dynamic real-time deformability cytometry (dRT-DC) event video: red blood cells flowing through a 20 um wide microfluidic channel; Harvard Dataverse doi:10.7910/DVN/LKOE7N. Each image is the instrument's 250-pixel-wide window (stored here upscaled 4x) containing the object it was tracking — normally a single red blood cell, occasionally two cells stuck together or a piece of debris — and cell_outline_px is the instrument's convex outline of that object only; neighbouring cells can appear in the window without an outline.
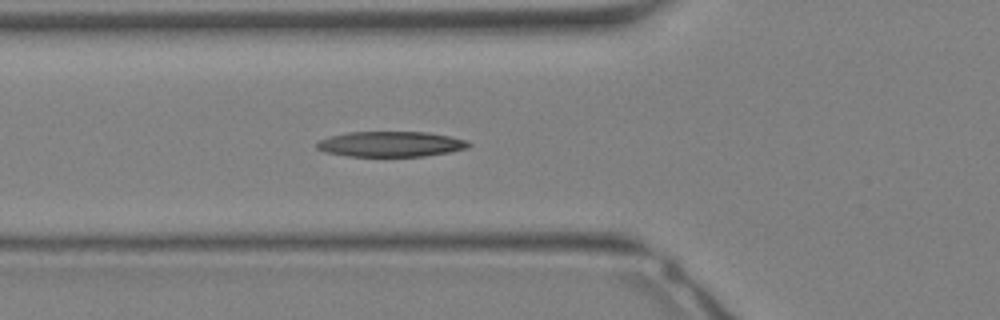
{"species": "Egyptian fruit bat (a non-hibernating species)", "species_latin": "Rousettus aegyptiacus", "temperature_condition": "warm", "stored_images_in_passage": 29, "camera_frame_rate_fps": 3000, "um_per_image_px": 0.085, "animal": {"sex": "female"}, "frame": {"image": 1, "passage_image": 7, "time_ms": 2.0, "image_size_px": [1000, 320], "cell_outline_px": [[472, 144], [468, 148], [448, 152], [424, 156], [348, 156], [324, 152], [316, 148], [316, 144], [320, 140], [332, 136], [348, 132], [428, 132], [468, 140]], "centroid_in_image_um": [33.23, 12.25], "position_along_channel_um": 92.6, "area_um2": 22.37}}
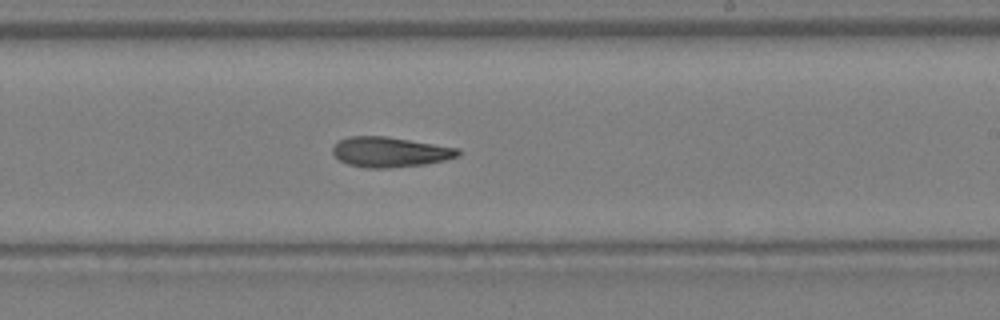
{"frame": {"image": 2, "passage_image": 15, "time_ms": 4.667, "image_size_px": [1000, 320], "cell_outline_px": [[460, 156], [444, 160], [424, 164], [388, 168], [364, 168], [348, 164], [340, 160], [332, 152], [332, 148], [340, 140], [348, 136], [384, 136], [460, 148]], "centroid_in_image_um": [33.15, 12.92], "position_along_channel_um": 255.8, "area_um2": 21.91}}
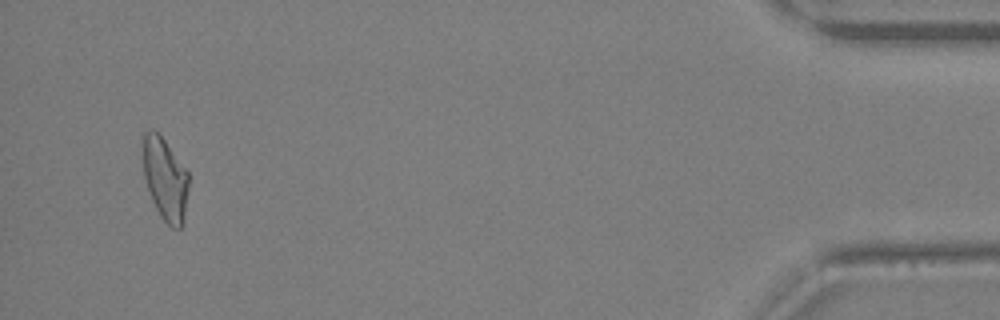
{"frame": {"image": 3, "passage_image": 27, "time_ms": 8.667, "image_size_px": [1000, 320], "cell_outline_px": [[188, 188], [184, 224], [180, 228], [172, 228], [160, 216], [152, 200], [144, 176], [144, 132], [152, 128], [164, 140], [188, 172]], "centroid_in_image_um": [14.06, 15.26], "position_along_channel_um": 421.1, "area_um2": 21.62}}